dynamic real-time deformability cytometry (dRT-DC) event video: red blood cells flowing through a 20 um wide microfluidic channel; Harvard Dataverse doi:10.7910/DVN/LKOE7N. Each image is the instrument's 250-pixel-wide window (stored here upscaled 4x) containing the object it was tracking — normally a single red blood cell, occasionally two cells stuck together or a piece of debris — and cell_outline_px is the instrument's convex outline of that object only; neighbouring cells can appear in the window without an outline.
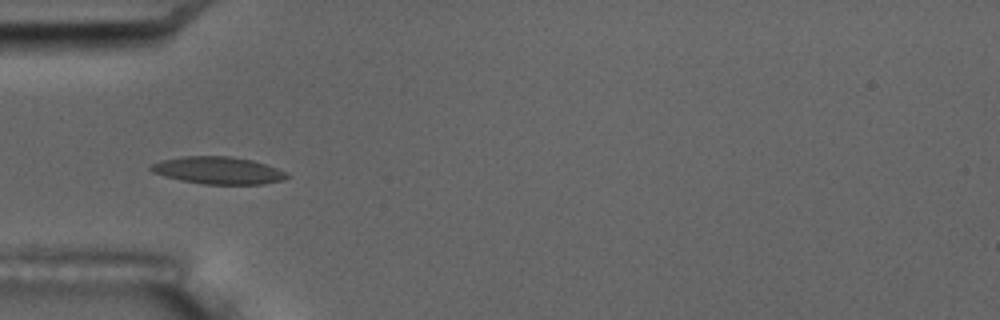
{"species": "common noctule bat (a hibernating species)", "species_latin": "Nyctalus noctula", "temperature_condition": "room temperature", "stored_images_in_passage": 4, "camera_frame_rate_fps": 3000, "um_per_image_px": 0.085, "animal": {"sex": "male", "body_mass_g": 17.5, "forearm_length_mm": 52.3}, "frame": {"image": 1, "passage_image": 3, "time_ms": 2.667, "image_size_px": [1000, 320], "cell_outline_px": [[288, 176], [284, 180], [264, 184], [204, 184], [180, 180], [164, 176], [152, 172], [148, 168], [152, 164], [160, 160], [184, 156], [232, 156], [252, 160], [288, 172]], "centroid_in_image_um": [18.53, 14.48], "position_along_channel_um": 66.5, "area_um2": 21.68}}